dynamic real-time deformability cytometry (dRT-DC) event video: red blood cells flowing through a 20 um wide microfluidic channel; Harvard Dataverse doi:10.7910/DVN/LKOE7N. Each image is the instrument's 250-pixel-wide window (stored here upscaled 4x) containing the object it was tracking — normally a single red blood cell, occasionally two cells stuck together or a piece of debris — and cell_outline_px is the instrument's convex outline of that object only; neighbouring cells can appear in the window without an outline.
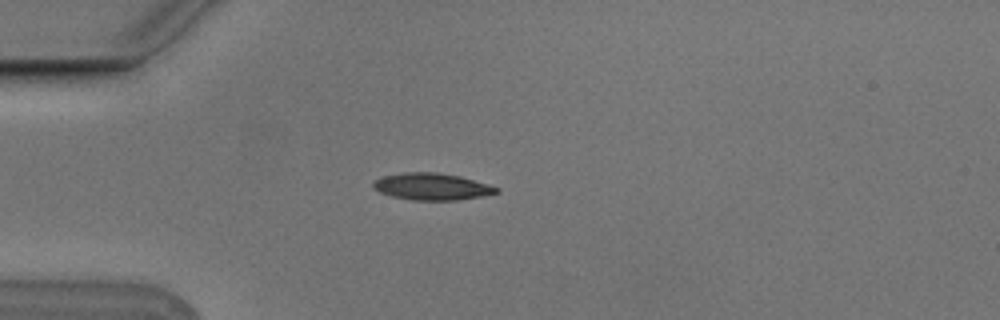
{"species": "Egyptian fruit bat (a non-hibernating species)", "species_latin": "Rousettus aegyptiacus", "temperature_condition": "cold", "stored_images_in_passage": 6, "camera_frame_rate_fps": 3000, "um_per_image_px": 0.085, "animal": {"sex": "male"}, "frame": {"image": 1, "passage_image": 3, "time_ms": 0.667, "image_size_px": [1000, 320], "cell_outline_px": [[500, 192], [480, 196], [456, 200], [412, 200], [392, 196], [380, 192], [372, 188], [372, 184], [376, 180], [384, 176], [404, 172], [440, 172], [460, 176], [488, 184], [500, 188]], "centroid_in_image_um": [36.71, 15.85], "position_along_channel_um": 48.3, "area_um2": 19.25}}
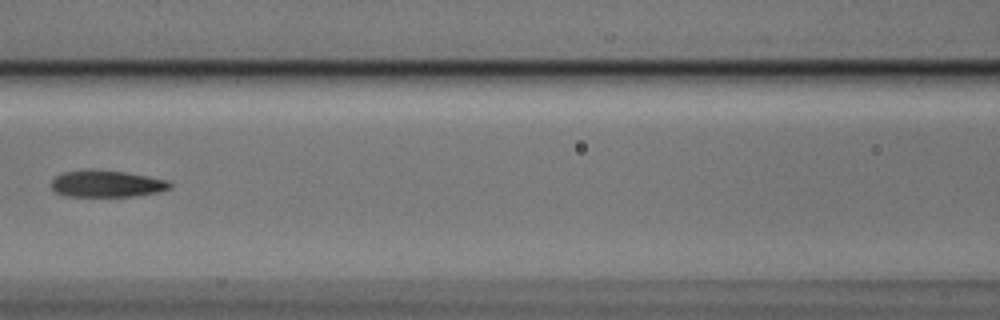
{"frame": {"image": 2, "passage_image": 6, "time_ms": 1.667, "image_size_px": [1000, 320], "cell_outline_px": [[172, 188], [156, 192], [132, 196], [64, 196], [56, 192], [52, 188], [52, 180], [56, 176], [64, 172], [124, 172], [164, 180], [172, 184]], "centroid_in_image_um": [9.06, 15.66], "position_along_channel_um": 157.5, "area_um2": 17.46}}